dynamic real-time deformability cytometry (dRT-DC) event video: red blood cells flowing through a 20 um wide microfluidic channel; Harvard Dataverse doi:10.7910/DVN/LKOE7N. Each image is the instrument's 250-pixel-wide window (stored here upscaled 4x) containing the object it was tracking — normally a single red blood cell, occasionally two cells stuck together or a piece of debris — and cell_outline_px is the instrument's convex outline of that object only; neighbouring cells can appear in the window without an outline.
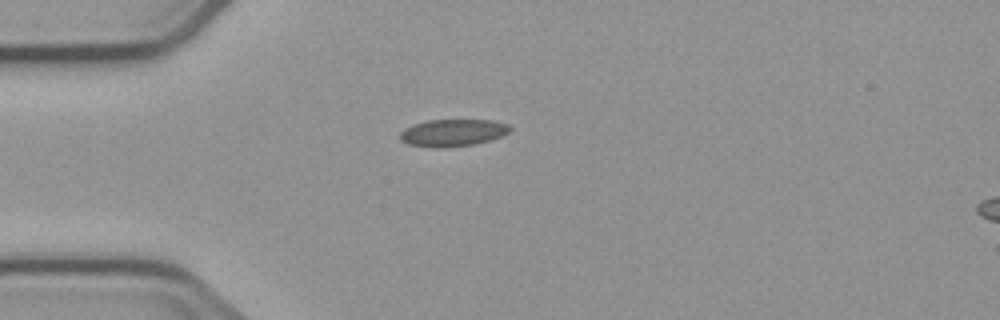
{"species": "common noctule bat (a hibernating species)", "species_latin": "Nyctalus noctula", "temperature_condition": "cold", "stored_images_in_passage": 6, "camera_frame_rate_fps": 3000, "um_per_image_px": 0.085, "animal": {"sex": "male", "body_mass_g": 23.1, "forearm_length_mm": 52.7}, "frame": {"image": 1, "passage_image": 6, "time_ms": 6.667, "image_size_px": [1000, 320], "cell_outline_px": [[512, 128], [508, 132], [500, 136], [476, 144], [444, 148], [436, 148], [408, 144], [400, 140], [400, 132], [404, 128], [412, 124], [428, 120], [492, 120], [508, 124]], "centroid_in_image_um": [38.45, 11.28], "position_along_channel_um": 46.5, "area_um2": 17.46}}